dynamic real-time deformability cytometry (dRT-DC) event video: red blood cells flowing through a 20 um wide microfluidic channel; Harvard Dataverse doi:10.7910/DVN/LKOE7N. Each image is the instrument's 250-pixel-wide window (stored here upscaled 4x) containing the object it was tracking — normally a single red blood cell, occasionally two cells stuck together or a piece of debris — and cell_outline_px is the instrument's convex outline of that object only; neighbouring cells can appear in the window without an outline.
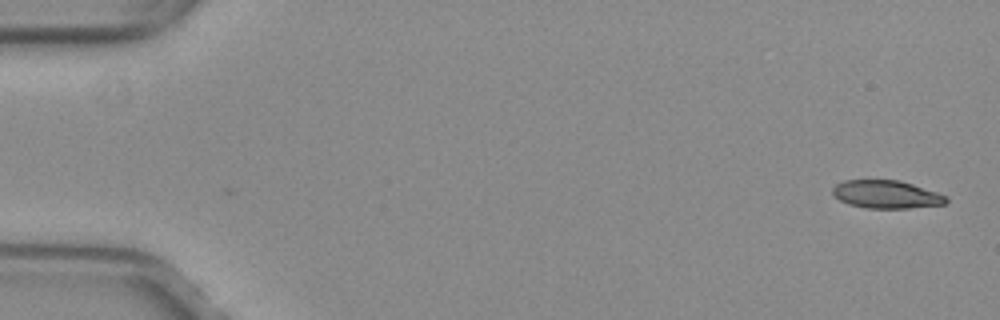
{"species": "common noctule bat (a hibernating species)", "species_latin": "Nyctalus noctula", "temperature_condition": "warm", "stored_images_in_passage": 2, "camera_frame_rate_fps": 3000, "um_per_image_px": 0.085, "animal": {"sex": "female", "body_mass_g": 29.2, "forearm_length_mm": 56.3}, "frame": {"image": 1, "passage_image": 2, "time_ms": 0.333, "image_size_px": [1000, 320], "cell_outline_px": [[948, 200], [944, 204], [908, 208], [864, 208], [848, 204], [840, 200], [832, 192], [832, 188], [836, 184], [844, 180], [900, 180], [948, 196]], "centroid_in_image_um": [75.33, 16.52], "position_along_channel_um": 9.7, "area_um2": 18.44}}